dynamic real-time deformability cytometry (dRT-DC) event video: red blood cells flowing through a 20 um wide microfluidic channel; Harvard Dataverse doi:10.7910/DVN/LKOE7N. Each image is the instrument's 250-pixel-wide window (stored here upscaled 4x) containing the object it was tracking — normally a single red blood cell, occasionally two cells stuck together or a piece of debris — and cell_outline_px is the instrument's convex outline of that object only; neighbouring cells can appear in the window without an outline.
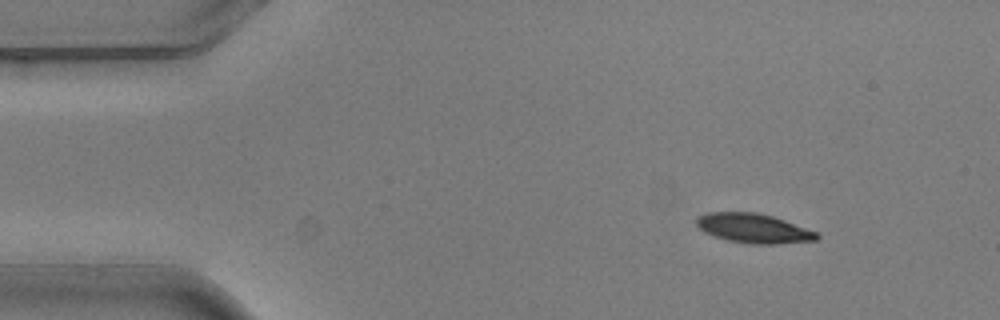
{"species": "common noctule bat (a hibernating species)", "species_latin": "Nyctalus noctula", "temperature_condition": "warm", "stored_images_in_passage": 6, "camera_frame_rate_fps": 3000, "um_per_image_px": 0.085, "animal": {"sex": "male", "body_mass_g": 20.5, "forearm_length_mm": 52.5}, "frame": {"image": 1, "passage_image": 1, "time_ms": 0.0, "image_size_px": [1000, 320], "cell_outline_px": [[820, 236], [816, 240], [776, 244], [752, 244], [728, 240], [704, 232], [696, 224], [696, 220], [700, 216], [708, 212], [756, 212], [772, 216], [784, 220], [816, 232]], "centroid_in_image_um": [64.05, 19.4], "position_along_channel_um": 21.0, "area_um2": 20.35}}
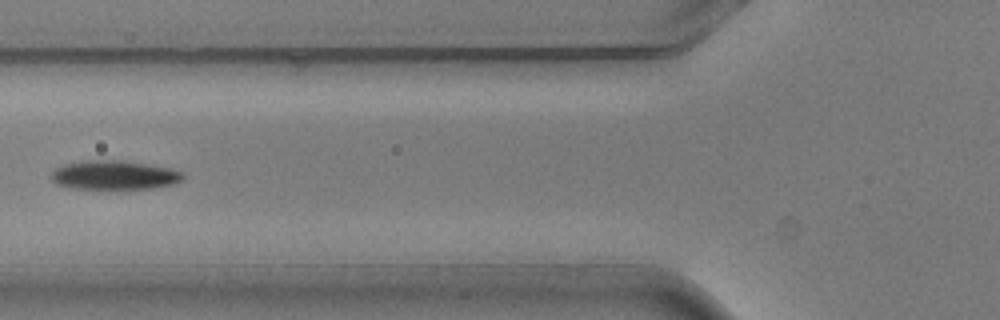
{"frame": {"image": 2, "passage_image": 5, "time_ms": 1.333, "image_size_px": [1000, 320], "cell_outline_px": [[184, 176], [180, 180], [172, 184], [152, 188], [72, 188], [56, 184], [52, 180], [52, 172], [56, 168], [64, 164], [80, 160], [124, 160], [168, 168], [184, 172]], "centroid_in_image_um": [9.68, 14.86], "position_along_channel_um": 116.1, "area_um2": 22.08}}
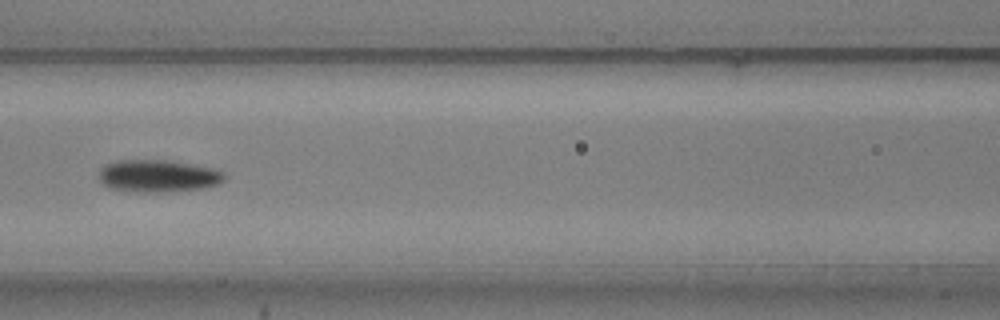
{"frame": {"image": 3, "passage_image": 6, "time_ms": 1.667, "image_size_px": [1000, 320], "cell_outline_px": [[224, 180], [216, 184], [204, 188], [164, 192], [136, 192], [108, 188], [100, 180], [100, 168], [104, 164], [120, 160], [172, 160], [212, 168], [224, 172]], "centroid_in_image_um": [13.41, 14.95], "position_along_channel_um": 153.2, "area_um2": 23.7}}